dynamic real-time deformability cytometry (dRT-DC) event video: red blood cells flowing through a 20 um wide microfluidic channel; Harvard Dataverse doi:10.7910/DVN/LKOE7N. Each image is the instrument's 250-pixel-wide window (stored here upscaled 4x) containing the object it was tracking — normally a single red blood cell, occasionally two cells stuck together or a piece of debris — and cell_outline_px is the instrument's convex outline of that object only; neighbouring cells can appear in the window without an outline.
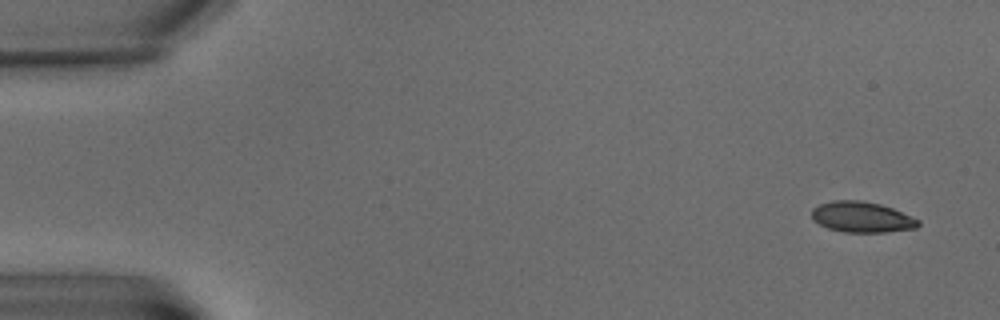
{"species": "common noctule bat (a hibernating species)", "species_latin": "Nyctalus noctula", "temperature_condition": "warm", "stored_images_in_passage": 8, "camera_frame_rate_fps": 3000, "um_per_image_px": 0.085, "animal": {"sex": "male", "body_mass_g": 15.6}, "frame": {"image": 1, "passage_image": 1, "time_ms": 0.0, "image_size_px": [1000, 320], "cell_outline_px": [[920, 224], [916, 228], [884, 232], [844, 232], [828, 228], [812, 220], [812, 208], [820, 204], [832, 200], [860, 200], [880, 204], [892, 208], [920, 220]], "centroid_in_image_um": [73.24, 18.45], "position_along_channel_um": 11.8, "area_um2": 19.02}}
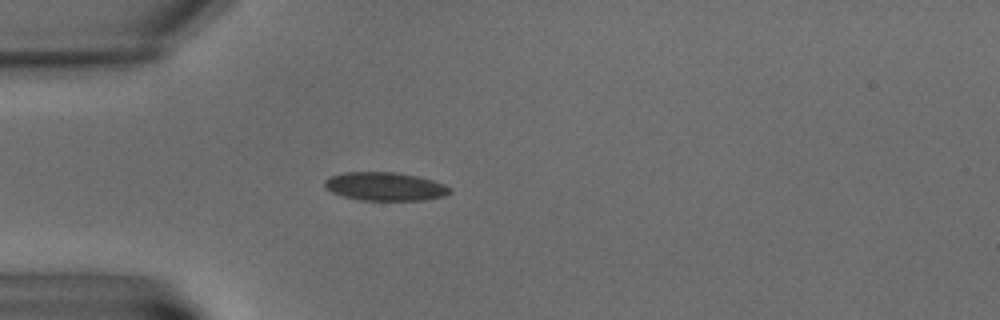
{"frame": {"image": 2, "passage_image": 5, "time_ms": 5.667, "image_size_px": [1000, 320], "cell_outline_px": [[452, 192], [444, 196], [424, 200], [360, 200], [344, 196], [332, 192], [324, 188], [324, 180], [332, 176], [344, 172], [396, 172], [416, 176], [432, 180], [444, 184], [452, 188]], "centroid_in_image_um": [32.74, 15.85], "position_along_channel_um": 52.3, "area_um2": 20.75}}